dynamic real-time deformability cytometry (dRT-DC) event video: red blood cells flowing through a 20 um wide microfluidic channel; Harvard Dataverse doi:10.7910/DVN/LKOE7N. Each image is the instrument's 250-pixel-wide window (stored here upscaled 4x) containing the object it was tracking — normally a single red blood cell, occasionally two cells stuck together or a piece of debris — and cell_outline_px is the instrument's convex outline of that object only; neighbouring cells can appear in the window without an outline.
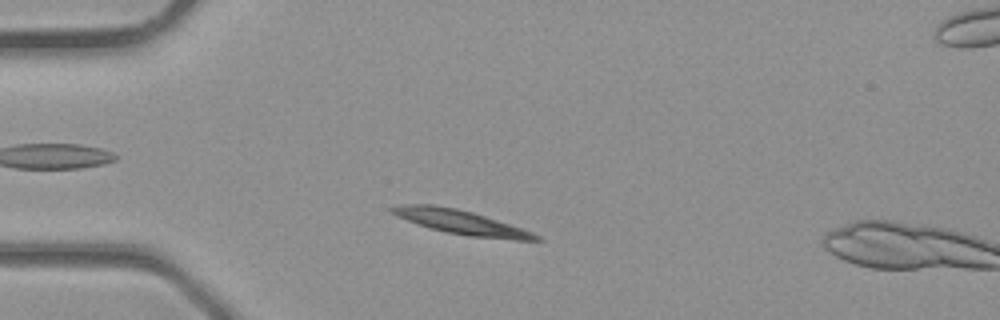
{"species": "common noctule bat (a hibernating species)", "species_latin": "Nyctalus noctula", "temperature_condition": "room temperature", "stored_images_in_passage": 5, "camera_frame_rate_fps": 3000, "um_per_image_px": 0.085, "animal": {"sex": "male", "body_mass_g": 23.1, "forearm_length_mm": 52.7}, "frame": {"image": 1, "passage_image": 4, "time_ms": 1.0, "image_size_px": [1000, 320], "cell_outline_px": [[544, 240], [516, 240], [468, 236], [448, 232], [432, 228], [408, 220], [388, 212], [388, 208], [400, 204], [432, 204], [456, 208], [472, 212], [532, 232], [540, 236]], "centroid_in_image_um": [39.16, 18.87], "position_along_channel_um": 45.8, "area_um2": 19.88}}